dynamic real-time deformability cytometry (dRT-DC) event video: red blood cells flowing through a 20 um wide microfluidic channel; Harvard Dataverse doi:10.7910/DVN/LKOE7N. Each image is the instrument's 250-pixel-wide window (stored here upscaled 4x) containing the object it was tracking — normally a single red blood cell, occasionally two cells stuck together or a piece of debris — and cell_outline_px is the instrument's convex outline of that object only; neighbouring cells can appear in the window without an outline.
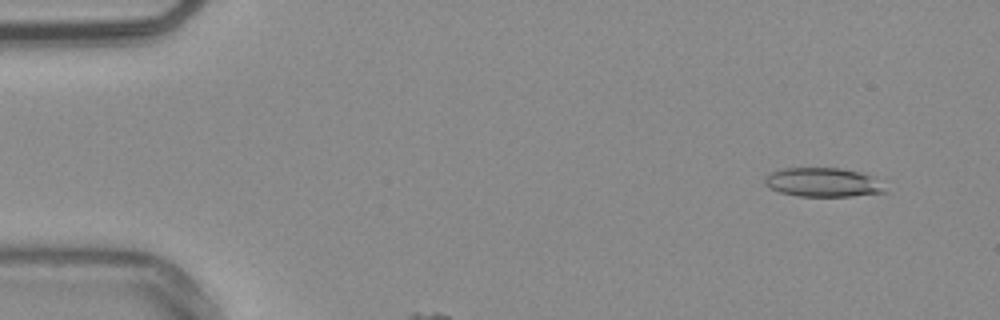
{"species": "common noctule bat (a hibernating species)", "species_latin": "Nyctalus noctula", "temperature_condition": "warm", "stored_images_in_passage": 41, "camera_frame_rate_fps": 3000, "um_per_image_px": 0.085, "animal": {"sex": "male", "body_mass_g": 20.4}, "frame": {"image": 1, "passage_image": 5, "time_ms": 1.333, "image_size_px": [1000, 320], "cell_outline_px": [[884, 192], [852, 196], [800, 196], [780, 192], [764, 184], [764, 180], [772, 172], [784, 168], [840, 168], [860, 172], [872, 176]], "centroid_in_image_um": [69.89, 15.49], "position_along_channel_um": 15.1, "area_um2": 19.77}}
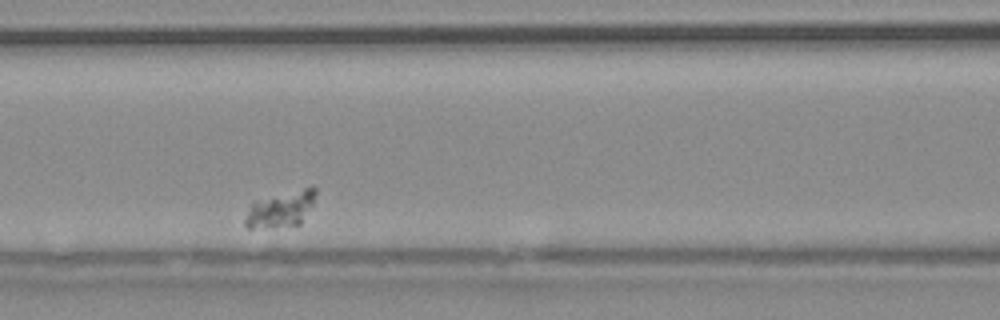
{"frame": {"image": 2, "passage_image": 17, "time_ms": 5.333, "image_size_px": [1000, 320], "cell_outline_px": [[316, 192], [312, 204], [300, 224], [252, 228], [244, 228], [244, 216], [248, 208], [256, 200], [304, 188], [316, 188]], "centroid_in_image_um": [23.81, 17.79], "position_along_channel_um": 142.8, "area_um2": 14.33}}
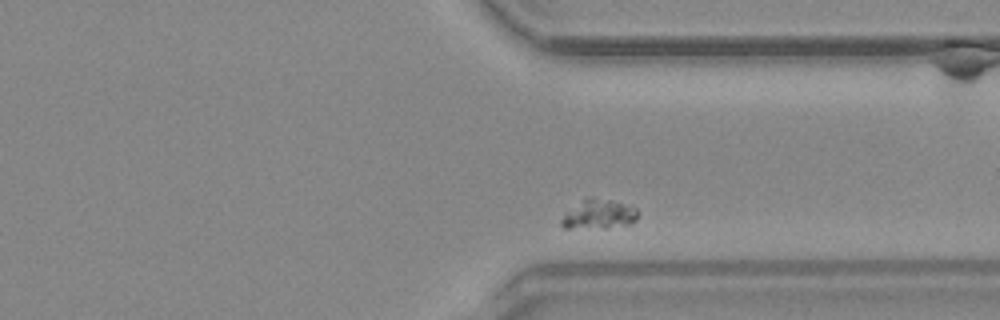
{"frame": {"image": 3, "passage_image": 37, "time_ms": 12.0, "image_size_px": [1000, 320], "cell_outline_px": [[636, 220], [632, 224], [608, 228], [564, 228], [560, 224], [560, 220], [568, 212], [588, 196], [616, 200], [636, 208]], "centroid_in_image_um": [50.93, 18.22], "position_along_channel_um": 360.5, "area_um2": 13.12}}